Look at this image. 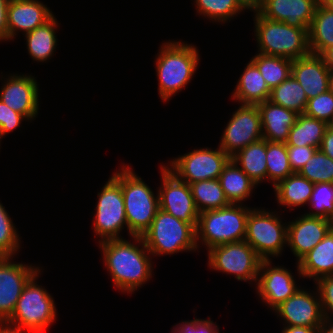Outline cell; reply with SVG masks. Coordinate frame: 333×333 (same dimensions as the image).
I'll return each instance as SVG.
<instances>
[{
    "instance_id": "6da1fadb",
    "label": "cell",
    "mask_w": 333,
    "mask_h": 333,
    "mask_svg": "<svg viewBox=\"0 0 333 333\" xmlns=\"http://www.w3.org/2000/svg\"><path fill=\"white\" fill-rule=\"evenodd\" d=\"M97 244L103 266L110 276L113 288L119 293L132 296L154 277L155 260L142 236L109 239Z\"/></svg>"
},
{
    "instance_id": "7a4b0ae2",
    "label": "cell",
    "mask_w": 333,
    "mask_h": 333,
    "mask_svg": "<svg viewBox=\"0 0 333 333\" xmlns=\"http://www.w3.org/2000/svg\"><path fill=\"white\" fill-rule=\"evenodd\" d=\"M153 62L158 81V97L163 104L186 89L201 62L200 49L193 43L177 39L163 40Z\"/></svg>"
},
{
    "instance_id": "3957f363",
    "label": "cell",
    "mask_w": 333,
    "mask_h": 333,
    "mask_svg": "<svg viewBox=\"0 0 333 333\" xmlns=\"http://www.w3.org/2000/svg\"><path fill=\"white\" fill-rule=\"evenodd\" d=\"M111 176L121 185L128 236H143L160 209L158 187L154 191L131 163L122 162Z\"/></svg>"
},
{
    "instance_id": "277c9868",
    "label": "cell",
    "mask_w": 333,
    "mask_h": 333,
    "mask_svg": "<svg viewBox=\"0 0 333 333\" xmlns=\"http://www.w3.org/2000/svg\"><path fill=\"white\" fill-rule=\"evenodd\" d=\"M253 32L257 53L298 59L311 54L308 28H297L285 22L262 17L252 13Z\"/></svg>"
},
{
    "instance_id": "5b68a950",
    "label": "cell",
    "mask_w": 333,
    "mask_h": 333,
    "mask_svg": "<svg viewBox=\"0 0 333 333\" xmlns=\"http://www.w3.org/2000/svg\"><path fill=\"white\" fill-rule=\"evenodd\" d=\"M253 207L230 204L226 207L199 213L196 228L198 252L214 246L243 241L246 236L247 218Z\"/></svg>"
},
{
    "instance_id": "8992f818",
    "label": "cell",
    "mask_w": 333,
    "mask_h": 333,
    "mask_svg": "<svg viewBox=\"0 0 333 333\" xmlns=\"http://www.w3.org/2000/svg\"><path fill=\"white\" fill-rule=\"evenodd\" d=\"M282 217L280 210L261 206L248 214L244 240L262 260L280 258L287 248L288 221Z\"/></svg>"
},
{
    "instance_id": "52a82bcc",
    "label": "cell",
    "mask_w": 333,
    "mask_h": 333,
    "mask_svg": "<svg viewBox=\"0 0 333 333\" xmlns=\"http://www.w3.org/2000/svg\"><path fill=\"white\" fill-rule=\"evenodd\" d=\"M142 238L153 258L167 255L173 257L183 252L199 253L196 229L161 209Z\"/></svg>"
},
{
    "instance_id": "ba28073f",
    "label": "cell",
    "mask_w": 333,
    "mask_h": 333,
    "mask_svg": "<svg viewBox=\"0 0 333 333\" xmlns=\"http://www.w3.org/2000/svg\"><path fill=\"white\" fill-rule=\"evenodd\" d=\"M43 273L42 267L27 282L7 324L24 329L58 321L54 296L38 281Z\"/></svg>"
},
{
    "instance_id": "9c48e42d",
    "label": "cell",
    "mask_w": 333,
    "mask_h": 333,
    "mask_svg": "<svg viewBox=\"0 0 333 333\" xmlns=\"http://www.w3.org/2000/svg\"><path fill=\"white\" fill-rule=\"evenodd\" d=\"M97 192V202L91 212L94 238L97 243L109 239H123L121 234L127 230L126 213L121 185L109 176ZM96 236V237H95Z\"/></svg>"
},
{
    "instance_id": "30bf717a",
    "label": "cell",
    "mask_w": 333,
    "mask_h": 333,
    "mask_svg": "<svg viewBox=\"0 0 333 333\" xmlns=\"http://www.w3.org/2000/svg\"><path fill=\"white\" fill-rule=\"evenodd\" d=\"M205 253L212 272L234 276L255 288L262 259L245 240L214 246Z\"/></svg>"
},
{
    "instance_id": "8fae6325",
    "label": "cell",
    "mask_w": 333,
    "mask_h": 333,
    "mask_svg": "<svg viewBox=\"0 0 333 333\" xmlns=\"http://www.w3.org/2000/svg\"><path fill=\"white\" fill-rule=\"evenodd\" d=\"M231 158L218 146L194 148L164 163L179 180L192 184L202 180L218 179Z\"/></svg>"
},
{
    "instance_id": "7c38bea8",
    "label": "cell",
    "mask_w": 333,
    "mask_h": 333,
    "mask_svg": "<svg viewBox=\"0 0 333 333\" xmlns=\"http://www.w3.org/2000/svg\"><path fill=\"white\" fill-rule=\"evenodd\" d=\"M273 261H261L257 283L254 288L258 300L271 312L297 292L301 287L297 281L303 279L298 263L295 262L297 275L296 273L294 275L290 268L284 265H276ZM296 276H298L297 280Z\"/></svg>"
},
{
    "instance_id": "4fadbf2b",
    "label": "cell",
    "mask_w": 333,
    "mask_h": 333,
    "mask_svg": "<svg viewBox=\"0 0 333 333\" xmlns=\"http://www.w3.org/2000/svg\"><path fill=\"white\" fill-rule=\"evenodd\" d=\"M219 138L218 146L230 158L249 144L263 139L258 106L238 104Z\"/></svg>"
},
{
    "instance_id": "5bb4252c",
    "label": "cell",
    "mask_w": 333,
    "mask_h": 333,
    "mask_svg": "<svg viewBox=\"0 0 333 333\" xmlns=\"http://www.w3.org/2000/svg\"><path fill=\"white\" fill-rule=\"evenodd\" d=\"M3 74V75H2ZM32 73L0 74V100L31 123L40 113V84Z\"/></svg>"
},
{
    "instance_id": "9a60e30c",
    "label": "cell",
    "mask_w": 333,
    "mask_h": 333,
    "mask_svg": "<svg viewBox=\"0 0 333 333\" xmlns=\"http://www.w3.org/2000/svg\"><path fill=\"white\" fill-rule=\"evenodd\" d=\"M161 181L158 186L160 209L197 228L199 211L194 203L190 185L179 180L163 162L159 165Z\"/></svg>"
},
{
    "instance_id": "2e32d148",
    "label": "cell",
    "mask_w": 333,
    "mask_h": 333,
    "mask_svg": "<svg viewBox=\"0 0 333 333\" xmlns=\"http://www.w3.org/2000/svg\"><path fill=\"white\" fill-rule=\"evenodd\" d=\"M300 287L297 292L282 302L272 312L282 326H304L320 329L324 323L319 293L314 289Z\"/></svg>"
},
{
    "instance_id": "e0dca14e",
    "label": "cell",
    "mask_w": 333,
    "mask_h": 333,
    "mask_svg": "<svg viewBox=\"0 0 333 333\" xmlns=\"http://www.w3.org/2000/svg\"><path fill=\"white\" fill-rule=\"evenodd\" d=\"M15 258L0 257V322H6L12 316L23 288L43 267L39 263L17 262Z\"/></svg>"
},
{
    "instance_id": "ac0fdd59",
    "label": "cell",
    "mask_w": 333,
    "mask_h": 333,
    "mask_svg": "<svg viewBox=\"0 0 333 333\" xmlns=\"http://www.w3.org/2000/svg\"><path fill=\"white\" fill-rule=\"evenodd\" d=\"M293 219L288 222L287 249H290L297 263L323 240L333 228V221L323 217L308 216L304 212L300 215L298 213Z\"/></svg>"
},
{
    "instance_id": "d6986e66",
    "label": "cell",
    "mask_w": 333,
    "mask_h": 333,
    "mask_svg": "<svg viewBox=\"0 0 333 333\" xmlns=\"http://www.w3.org/2000/svg\"><path fill=\"white\" fill-rule=\"evenodd\" d=\"M41 0H10L7 8V42L44 25L55 14Z\"/></svg>"
},
{
    "instance_id": "ffe728a7",
    "label": "cell",
    "mask_w": 333,
    "mask_h": 333,
    "mask_svg": "<svg viewBox=\"0 0 333 333\" xmlns=\"http://www.w3.org/2000/svg\"><path fill=\"white\" fill-rule=\"evenodd\" d=\"M318 0H267L258 13L297 28H309Z\"/></svg>"
},
{
    "instance_id": "44dd1931",
    "label": "cell",
    "mask_w": 333,
    "mask_h": 333,
    "mask_svg": "<svg viewBox=\"0 0 333 333\" xmlns=\"http://www.w3.org/2000/svg\"><path fill=\"white\" fill-rule=\"evenodd\" d=\"M292 76L299 82L308 99L330 89L329 67L321 55L310 54L292 61Z\"/></svg>"
},
{
    "instance_id": "7402d4cb",
    "label": "cell",
    "mask_w": 333,
    "mask_h": 333,
    "mask_svg": "<svg viewBox=\"0 0 333 333\" xmlns=\"http://www.w3.org/2000/svg\"><path fill=\"white\" fill-rule=\"evenodd\" d=\"M257 106L261 115L263 139L270 142H286L298 114L269 100Z\"/></svg>"
},
{
    "instance_id": "603a6c76",
    "label": "cell",
    "mask_w": 333,
    "mask_h": 333,
    "mask_svg": "<svg viewBox=\"0 0 333 333\" xmlns=\"http://www.w3.org/2000/svg\"><path fill=\"white\" fill-rule=\"evenodd\" d=\"M59 21L54 15L44 25L35 28L23 35L26 41V50L29 58L33 60V63L50 62L57 52L58 44V30L60 28Z\"/></svg>"
},
{
    "instance_id": "cb8c5ba5",
    "label": "cell",
    "mask_w": 333,
    "mask_h": 333,
    "mask_svg": "<svg viewBox=\"0 0 333 333\" xmlns=\"http://www.w3.org/2000/svg\"><path fill=\"white\" fill-rule=\"evenodd\" d=\"M270 92L257 66L249 60L231 92L230 100L237 104L257 105L269 100Z\"/></svg>"
},
{
    "instance_id": "d4e9b609",
    "label": "cell",
    "mask_w": 333,
    "mask_h": 333,
    "mask_svg": "<svg viewBox=\"0 0 333 333\" xmlns=\"http://www.w3.org/2000/svg\"><path fill=\"white\" fill-rule=\"evenodd\" d=\"M313 189L314 183L298 172H294L273 187L275 201H277L275 203H277L278 209L281 210V207L284 209L281 210L283 214H285V210L294 211L297 207L308 205Z\"/></svg>"
},
{
    "instance_id": "484cf974",
    "label": "cell",
    "mask_w": 333,
    "mask_h": 333,
    "mask_svg": "<svg viewBox=\"0 0 333 333\" xmlns=\"http://www.w3.org/2000/svg\"><path fill=\"white\" fill-rule=\"evenodd\" d=\"M303 280L333 275V228L310 252L298 262Z\"/></svg>"
},
{
    "instance_id": "4316f807",
    "label": "cell",
    "mask_w": 333,
    "mask_h": 333,
    "mask_svg": "<svg viewBox=\"0 0 333 333\" xmlns=\"http://www.w3.org/2000/svg\"><path fill=\"white\" fill-rule=\"evenodd\" d=\"M218 180L231 204L247 203L258 188L232 159L224 166Z\"/></svg>"
},
{
    "instance_id": "83f0119b",
    "label": "cell",
    "mask_w": 333,
    "mask_h": 333,
    "mask_svg": "<svg viewBox=\"0 0 333 333\" xmlns=\"http://www.w3.org/2000/svg\"><path fill=\"white\" fill-rule=\"evenodd\" d=\"M266 148L267 140L261 139L231 157L258 187L264 182L267 183Z\"/></svg>"
},
{
    "instance_id": "f1b7e54d",
    "label": "cell",
    "mask_w": 333,
    "mask_h": 333,
    "mask_svg": "<svg viewBox=\"0 0 333 333\" xmlns=\"http://www.w3.org/2000/svg\"><path fill=\"white\" fill-rule=\"evenodd\" d=\"M308 36L312 54L321 55L333 45V7L317 5Z\"/></svg>"
},
{
    "instance_id": "f546056e",
    "label": "cell",
    "mask_w": 333,
    "mask_h": 333,
    "mask_svg": "<svg viewBox=\"0 0 333 333\" xmlns=\"http://www.w3.org/2000/svg\"><path fill=\"white\" fill-rule=\"evenodd\" d=\"M328 126L322 120L306 116L305 114H298L285 143L286 145L312 146L319 149Z\"/></svg>"
},
{
    "instance_id": "4dcf8cb0",
    "label": "cell",
    "mask_w": 333,
    "mask_h": 333,
    "mask_svg": "<svg viewBox=\"0 0 333 333\" xmlns=\"http://www.w3.org/2000/svg\"><path fill=\"white\" fill-rule=\"evenodd\" d=\"M195 7V13L203 20H209L212 24H226L233 21L244 11L236 4L234 0H191Z\"/></svg>"
},
{
    "instance_id": "1f68e13d",
    "label": "cell",
    "mask_w": 333,
    "mask_h": 333,
    "mask_svg": "<svg viewBox=\"0 0 333 333\" xmlns=\"http://www.w3.org/2000/svg\"><path fill=\"white\" fill-rule=\"evenodd\" d=\"M189 185L199 213L220 209L231 204L218 179L202 180Z\"/></svg>"
},
{
    "instance_id": "d6a6232c",
    "label": "cell",
    "mask_w": 333,
    "mask_h": 333,
    "mask_svg": "<svg viewBox=\"0 0 333 333\" xmlns=\"http://www.w3.org/2000/svg\"><path fill=\"white\" fill-rule=\"evenodd\" d=\"M272 90L292 74V59L255 53L250 59Z\"/></svg>"
},
{
    "instance_id": "836d02e7",
    "label": "cell",
    "mask_w": 333,
    "mask_h": 333,
    "mask_svg": "<svg viewBox=\"0 0 333 333\" xmlns=\"http://www.w3.org/2000/svg\"><path fill=\"white\" fill-rule=\"evenodd\" d=\"M269 101L286 109L304 114L308 103L305 91L292 74L270 92Z\"/></svg>"
},
{
    "instance_id": "e575fe53",
    "label": "cell",
    "mask_w": 333,
    "mask_h": 333,
    "mask_svg": "<svg viewBox=\"0 0 333 333\" xmlns=\"http://www.w3.org/2000/svg\"><path fill=\"white\" fill-rule=\"evenodd\" d=\"M266 165L267 182L272 188L294 173L289 164L285 142L267 141Z\"/></svg>"
},
{
    "instance_id": "d590c367",
    "label": "cell",
    "mask_w": 333,
    "mask_h": 333,
    "mask_svg": "<svg viewBox=\"0 0 333 333\" xmlns=\"http://www.w3.org/2000/svg\"><path fill=\"white\" fill-rule=\"evenodd\" d=\"M8 210L0 200V257H17L22 246V237Z\"/></svg>"
},
{
    "instance_id": "8d00e7d4",
    "label": "cell",
    "mask_w": 333,
    "mask_h": 333,
    "mask_svg": "<svg viewBox=\"0 0 333 333\" xmlns=\"http://www.w3.org/2000/svg\"><path fill=\"white\" fill-rule=\"evenodd\" d=\"M308 216L323 217L333 221V183H314V189L307 205Z\"/></svg>"
},
{
    "instance_id": "74e56055",
    "label": "cell",
    "mask_w": 333,
    "mask_h": 333,
    "mask_svg": "<svg viewBox=\"0 0 333 333\" xmlns=\"http://www.w3.org/2000/svg\"><path fill=\"white\" fill-rule=\"evenodd\" d=\"M298 173L312 183H333V160L317 149Z\"/></svg>"
},
{
    "instance_id": "f35d334b",
    "label": "cell",
    "mask_w": 333,
    "mask_h": 333,
    "mask_svg": "<svg viewBox=\"0 0 333 333\" xmlns=\"http://www.w3.org/2000/svg\"><path fill=\"white\" fill-rule=\"evenodd\" d=\"M304 114L331 125L333 123V92L329 89L325 93L308 99Z\"/></svg>"
},
{
    "instance_id": "ab89813d",
    "label": "cell",
    "mask_w": 333,
    "mask_h": 333,
    "mask_svg": "<svg viewBox=\"0 0 333 333\" xmlns=\"http://www.w3.org/2000/svg\"><path fill=\"white\" fill-rule=\"evenodd\" d=\"M219 325L210 316L192 320H182L171 327V333H220Z\"/></svg>"
},
{
    "instance_id": "60d3db41",
    "label": "cell",
    "mask_w": 333,
    "mask_h": 333,
    "mask_svg": "<svg viewBox=\"0 0 333 333\" xmlns=\"http://www.w3.org/2000/svg\"><path fill=\"white\" fill-rule=\"evenodd\" d=\"M313 284L319 293L324 320H333V275L323 276Z\"/></svg>"
},
{
    "instance_id": "b9f144b4",
    "label": "cell",
    "mask_w": 333,
    "mask_h": 333,
    "mask_svg": "<svg viewBox=\"0 0 333 333\" xmlns=\"http://www.w3.org/2000/svg\"><path fill=\"white\" fill-rule=\"evenodd\" d=\"M26 121L29 124V120L24 115L12 110L0 100V127L4 137L16 131L18 128H20L21 131V127L23 126L22 122Z\"/></svg>"
},
{
    "instance_id": "7bdbcfd3",
    "label": "cell",
    "mask_w": 333,
    "mask_h": 333,
    "mask_svg": "<svg viewBox=\"0 0 333 333\" xmlns=\"http://www.w3.org/2000/svg\"><path fill=\"white\" fill-rule=\"evenodd\" d=\"M316 150L317 148L312 146L287 145L289 164L293 172H299Z\"/></svg>"
},
{
    "instance_id": "ee69618b",
    "label": "cell",
    "mask_w": 333,
    "mask_h": 333,
    "mask_svg": "<svg viewBox=\"0 0 333 333\" xmlns=\"http://www.w3.org/2000/svg\"><path fill=\"white\" fill-rule=\"evenodd\" d=\"M10 0H0V44H7V8Z\"/></svg>"
},
{
    "instance_id": "f6af8a7d",
    "label": "cell",
    "mask_w": 333,
    "mask_h": 333,
    "mask_svg": "<svg viewBox=\"0 0 333 333\" xmlns=\"http://www.w3.org/2000/svg\"><path fill=\"white\" fill-rule=\"evenodd\" d=\"M319 149L333 160V126L327 127Z\"/></svg>"
},
{
    "instance_id": "bcb514c9",
    "label": "cell",
    "mask_w": 333,
    "mask_h": 333,
    "mask_svg": "<svg viewBox=\"0 0 333 333\" xmlns=\"http://www.w3.org/2000/svg\"><path fill=\"white\" fill-rule=\"evenodd\" d=\"M281 333H319V329L304 326H282Z\"/></svg>"
},
{
    "instance_id": "7dc6e473",
    "label": "cell",
    "mask_w": 333,
    "mask_h": 333,
    "mask_svg": "<svg viewBox=\"0 0 333 333\" xmlns=\"http://www.w3.org/2000/svg\"><path fill=\"white\" fill-rule=\"evenodd\" d=\"M55 323L40 324L21 329L23 333H45Z\"/></svg>"
},
{
    "instance_id": "c3c4849f",
    "label": "cell",
    "mask_w": 333,
    "mask_h": 333,
    "mask_svg": "<svg viewBox=\"0 0 333 333\" xmlns=\"http://www.w3.org/2000/svg\"><path fill=\"white\" fill-rule=\"evenodd\" d=\"M321 56L324 58L326 65L329 69H333V45L327 48Z\"/></svg>"
},
{
    "instance_id": "681fc988",
    "label": "cell",
    "mask_w": 333,
    "mask_h": 333,
    "mask_svg": "<svg viewBox=\"0 0 333 333\" xmlns=\"http://www.w3.org/2000/svg\"><path fill=\"white\" fill-rule=\"evenodd\" d=\"M267 0H248V12H258Z\"/></svg>"
},
{
    "instance_id": "f907efd6",
    "label": "cell",
    "mask_w": 333,
    "mask_h": 333,
    "mask_svg": "<svg viewBox=\"0 0 333 333\" xmlns=\"http://www.w3.org/2000/svg\"><path fill=\"white\" fill-rule=\"evenodd\" d=\"M0 333H23L20 328L13 327L6 322H0Z\"/></svg>"
},
{
    "instance_id": "816d5d0a",
    "label": "cell",
    "mask_w": 333,
    "mask_h": 333,
    "mask_svg": "<svg viewBox=\"0 0 333 333\" xmlns=\"http://www.w3.org/2000/svg\"><path fill=\"white\" fill-rule=\"evenodd\" d=\"M319 333H333V320H324L322 327L319 329Z\"/></svg>"
},
{
    "instance_id": "f5cc1de1",
    "label": "cell",
    "mask_w": 333,
    "mask_h": 333,
    "mask_svg": "<svg viewBox=\"0 0 333 333\" xmlns=\"http://www.w3.org/2000/svg\"><path fill=\"white\" fill-rule=\"evenodd\" d=\"M234 1L244 12H248V0H234Z\"/></svg>"
},
{
    "instance_id": "db71d44e",
    "label": "cell",
    "mask_w": 333,
    "mask_h": 333,
    "mask_svg": "<svg viewBox=\"0 0 333 333\" xmlns=\"http://www.w3.org/2000/svg\"><path fill=\"white\" fill-rule=\"evenodd\" d=\"M318 4L333 7V0H318Z\"/></svg>"
},
{
    "instance_id": "11a10c76",
    "label": "cell",
    "mask_w": 333,
    "mask_h": 333,
    "mask_svg": "<svg viewBox=\"0 0 333 333\" xmlns=\"http://www.w3.org/2000/svg\"><path fill=\"white\" fill-rule=\"evenodd\" d=\"M329 86L330 90L333 92V69H329Z\"/></svg>"
},
{
    "instance_id": "9f6ffc18",
    "label": "cell",
    "mask_w": 333,
    "mask_h": 333,
    "mask_svg": "<svg viewBox=\"0 0 333 333\" xmlns=\"http://www.w3.org/2000/svg\"><path fill=\"white\" fill-rule=\"evenodd\" d=\"M3 138L5 139V137L2 135V132H1V127H0V150H1V142L3 140Z\"/></svg>"
}]
</instances>
